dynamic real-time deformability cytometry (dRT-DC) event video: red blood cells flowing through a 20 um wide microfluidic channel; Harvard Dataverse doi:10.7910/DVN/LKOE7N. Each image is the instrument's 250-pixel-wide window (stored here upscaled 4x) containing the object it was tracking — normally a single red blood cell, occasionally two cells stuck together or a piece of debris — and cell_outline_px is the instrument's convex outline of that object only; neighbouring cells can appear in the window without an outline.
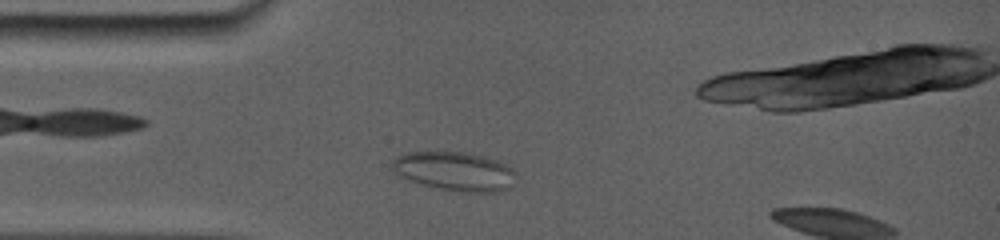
{"species": "common noctule bat (a hibernating species)", "species_latin": "Nyctalus noctula", "temperature_condition": "room temperature", "stored_images_in_passage": 13, "camera_frame_rate_fps": 5000, "um_per_image_px": 0.085, "animal": {"sex": "female", "body_mass_g": 19.0, "forearm_length_mm": 56.7}, "frame": {"image": 1, "passage_image": 1, "time_ms": 0.0, "image_size_px": [1000, 240], "cell_outline_px": [[516, 172], [512, 188], [500, 192], [460, 192], [432, 188], [408, 180], [400, 176], [392, 168], [392, 160], [400, 156], [412, 152], [460, 152], [492, 160], [504, 164], [512, 168]], "centroid_in_image_um": [38.66, 14.61], "position_along_channel_um": 46.3, "area_um2": 27.92}}
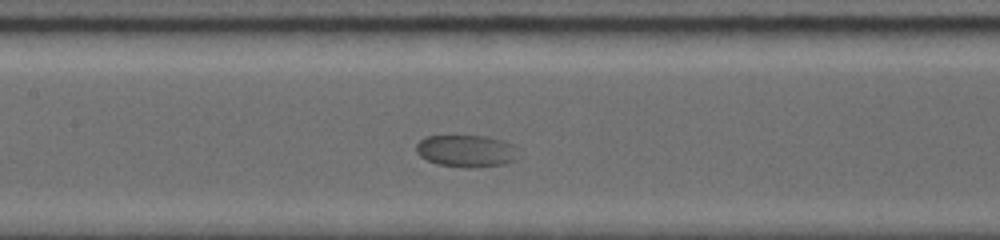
{"frame": {"image": 2, "passage_image": 8, "time_ms": 3.6, "image_size_px": [1000, 240], "cell_outline_px": [[520, 156], [516, 160], [504, 164], [480, 168], [464, 168], [436, 164], [420, 156], [416, 152], [416, 144], [420, 140], [428, 136], [480, 136], [496, 140], [508, 144]], "centroid_in_image_um": [39.58, 12.87], "position_along_channel_um": 167.8, "area_um2": 18.9}}
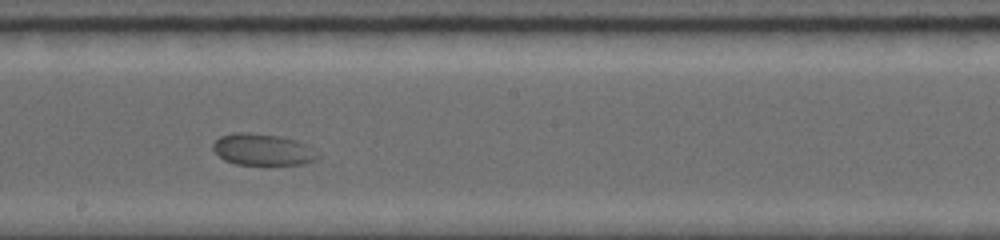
{"frame": {"image": 3, "passage_image": 11, "time_ms": 5.2, "image_size_px": [1000, 240], "cell_outline_px": [[320, 156], [316, 160], [304, 164], [236, 164], [224, 160], [212, 148], [212, 144], [220, 136], [236, 132], [248, 132], [276, 136], [296, 140], [304, 144]], "centroid_in_image_um": [22.29, 12.71], "position_along_channel_um": 225.9, "area_um2": 18.96}}